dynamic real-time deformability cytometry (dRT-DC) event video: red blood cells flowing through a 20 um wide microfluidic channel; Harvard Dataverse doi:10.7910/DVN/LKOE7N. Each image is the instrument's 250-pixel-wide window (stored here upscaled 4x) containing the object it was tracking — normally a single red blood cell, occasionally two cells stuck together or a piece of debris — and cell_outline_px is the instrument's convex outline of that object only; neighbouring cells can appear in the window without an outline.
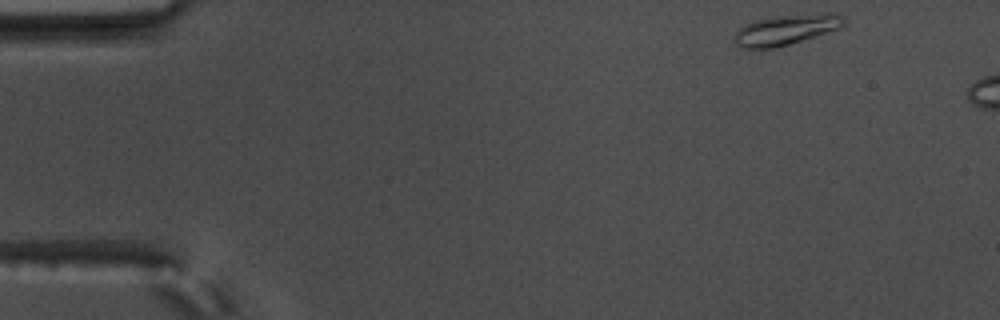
{"species": "common noctule bat (a hibernating species)", "species_latin": "Nyctalus noctula", "temperature_condition": "warm", "stored_images_in_passage": 6, "camera_frame_rate_fps": 3000, "um_per_image_px": 0.085, "animal": {"sex": "male", "body_mass_g": 17.5, "forearm_length_mm": 52.3}, "frame": {"image": 1, "passage_image": 1, "time_ms": 0.0, "image_size_px": [1000, 320], "cell_outline_px": [[848, 20], [844, 28], [776, 48], [740, 48], [732, 40], [736, 32], [744, 24], [756, 20], [780, 16], [828, 12], [836, 12], [844, 16]], "centroid_in_image_um": [66.91, 2.52], "position_along_channel_um": 18.1, "area_um2": 19.83}}